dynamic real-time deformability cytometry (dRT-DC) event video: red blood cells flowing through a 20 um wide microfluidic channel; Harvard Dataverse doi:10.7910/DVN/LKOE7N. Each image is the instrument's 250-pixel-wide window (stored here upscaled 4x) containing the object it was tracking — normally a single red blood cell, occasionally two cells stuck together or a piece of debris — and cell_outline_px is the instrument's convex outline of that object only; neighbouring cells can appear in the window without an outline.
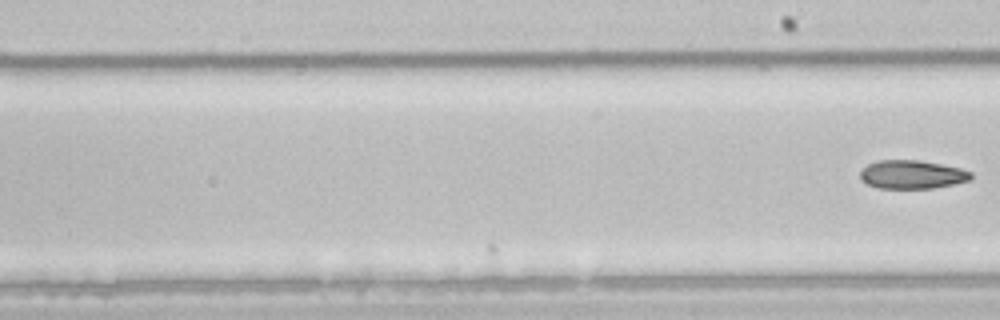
{"species": "common noctule bat (a hibernating species)", "species_latin": "Nyctalus noctula", "temperature_condition": "room temperature", "stored_images_in_passage": 10, "camera_frame_rate_fps": 3000, "um_per_image_px": 0.085, "animal": {"sex": "male", "body_mass_g": 21.5, "forearm_length_mm": 52.0}, "frame": {"image": 1, "passage_image": 10, "time_ms": 3.0, "image_size_px": [1000, 320], "cell_outline_px": [[972, 180], [932, 188], [876, 188], [868, 184], [860, 176], [860, 172], [868, 164], [880, 160], [916, 160], [940, 164], [960, 168], [972, 172]], "centroid_in_image_um": [77.55, 14.83], "position_along_channel_um": 211.5, "area_um2": 18.21}}